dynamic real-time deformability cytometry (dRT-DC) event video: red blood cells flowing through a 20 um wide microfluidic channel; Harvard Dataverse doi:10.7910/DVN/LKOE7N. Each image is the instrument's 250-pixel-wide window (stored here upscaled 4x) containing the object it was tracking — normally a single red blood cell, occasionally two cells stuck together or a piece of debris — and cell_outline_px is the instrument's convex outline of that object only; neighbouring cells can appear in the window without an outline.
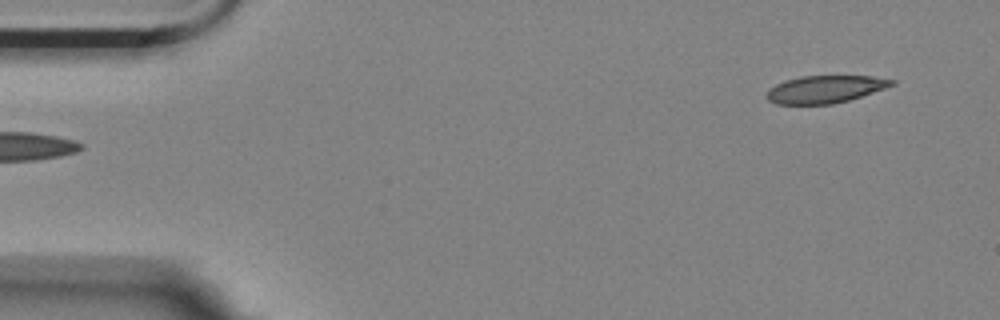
{"species": "Egyptian fruit bat (a non-hibernating species)", "species_latin": "Rousettus aegyptiacus", "temperature_condition": "room temperature", "stored_images_in_passage": 6, "segment_of_instrument_passage": [2, 2], "camera_frame_rate_fps": 3000, "um_per_image_px": 0.085, "animal": {"sex": "female"}, "frame": {"image": 1, "passage_image": 6, "time_ms": 1.667, "image_size_px": [1000, 320], "cell_outline_px": [[896, 84], [848, 100], [832, 104], [776, 104], [768, 100], [764, 96], [768, 88], [784, 80], [800, 76], [872, 76], [896, 80]], "centroid_in_image_um": [70.08, 7.58], "position_along_channel_um": 14.9, "area_um2": 20.06}}